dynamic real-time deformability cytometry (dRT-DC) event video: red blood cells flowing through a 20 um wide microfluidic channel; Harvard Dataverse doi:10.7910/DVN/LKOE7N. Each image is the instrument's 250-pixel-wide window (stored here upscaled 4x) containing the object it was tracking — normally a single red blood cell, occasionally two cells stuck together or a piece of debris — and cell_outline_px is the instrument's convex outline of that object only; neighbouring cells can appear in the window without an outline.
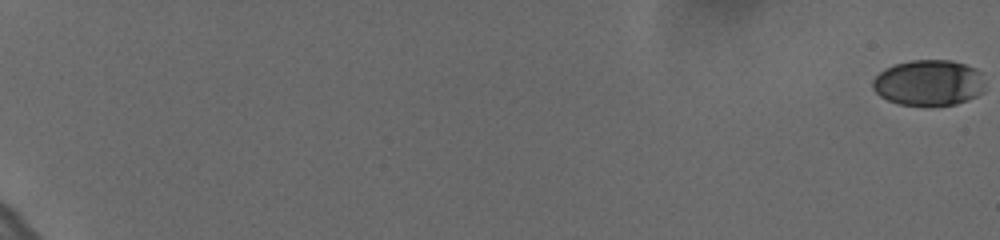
{"species": "human", "species_latin": "Homo sapiens", "temperature_condition": "cold", "stored_images_in_passage": 62, "camera_frame_rate_fps": 3000, "um_per_image_px": 0.085, "donor": {"sex": "female"}, "frame": {"image": 1, "passage_image": 1, "time_ms": 0.0, "image_size_px": [1000, 240], "cell_outline_px": [[984, 88], [976, 96], [968, 100], [956, 104], [900, 104], [888, 100], [880, 96], [872, 88], [872, 80], [884, 68], [896, 64], [912, 60], [952, 60], [976, 68], [980, 72], [984, 84]], "centroid_in_image_um": [78.93, 7.01], "position_along_channel_um": 6.1, "area_um2": 29.71}}
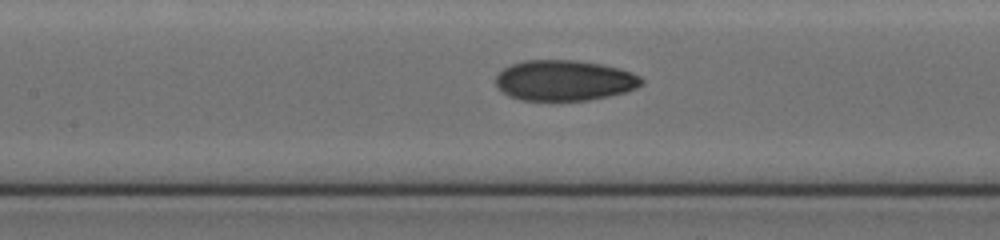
{"frame": {"image": 2, "passage_image": 34, "time_ms": 11.0, "image_size_px": [1000, 240], "cell_outline_px": [[644, 84], [636, 88], [624, 92], [608, 96], [588, 100], [524, 100], [508, 96], [496, 84], [496, 76], [504, 68], [512, 64], [524, 60], [576, 60], [600, 64], [620, 68], [632, 72], [640, 76], [644, 80]], "centroid_in_image_um": [48.0, 6.83], "position_along_channel_um": 159.4, "area_um2": 34.39}}
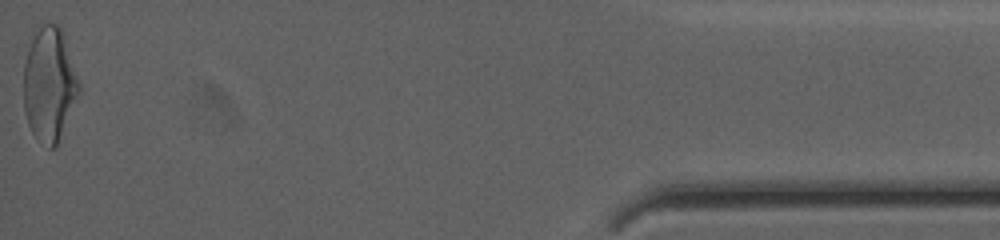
{"frame": {"image": 3, "passage_image": 62, "time_ms": 20.333, "image_size_px": [1000, 240], "cell_outline_px": [[80, 92], [56, 148], [48, 148], [32, 132], [28, 124], [24, 108], [24, 64], [28, 48], [36, 32], [44, 24], [60, 24], [80, 84]], "centroid_in_image_um": [4.2, 7.2], "position_along_channel_um": 431.0, "area_um2": 36.47}, "authors_computed_cell_mechanics": {"area_um2": 33.1194, "velocity_mm_per_s": 3.6559, "shape_relaxation_time_tau1_ms": 7.6543, "shape_relaxation_time_tau2_ms": 1.7001, "deformation_change_tau1": 0.2013, "deformation_change_tau2": 0.0685}}